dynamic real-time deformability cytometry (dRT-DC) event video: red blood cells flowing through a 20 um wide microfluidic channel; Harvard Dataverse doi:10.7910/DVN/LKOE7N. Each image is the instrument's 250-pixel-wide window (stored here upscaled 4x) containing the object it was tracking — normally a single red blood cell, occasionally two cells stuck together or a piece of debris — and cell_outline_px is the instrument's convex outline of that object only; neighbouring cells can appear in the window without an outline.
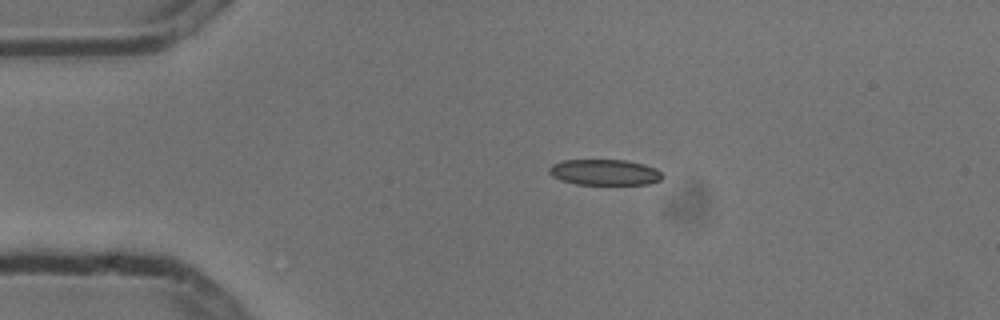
{"species": "common noctule bat (a hibernating species)", "species_latin": "Nyctalus noctula", "temperature_condition": "cold", "stored_images_in_passage": 2, "camera_frame_rate_fps": 3000, "um_per_image_px": 0.085, "animal": {"sex": "male", "body_mass_g": 13.3}, "frame": {"image": 1, "passage_image": 1, "time_ms": 0.0, "image_size_px": [1000, 320], "cell_outline_px": [[664, 176], [660, 180], [648, 184], [576, 184], [560, 180], [552, 176], [548, 172], [548, 168], [552, 164], [564, 160], [624, 160], [644, 164], [656, 168]], "centroid_in_image_um": [51.38, 14.64], "position_along_channel_um": 33.6, "area_um2": 17.05}}